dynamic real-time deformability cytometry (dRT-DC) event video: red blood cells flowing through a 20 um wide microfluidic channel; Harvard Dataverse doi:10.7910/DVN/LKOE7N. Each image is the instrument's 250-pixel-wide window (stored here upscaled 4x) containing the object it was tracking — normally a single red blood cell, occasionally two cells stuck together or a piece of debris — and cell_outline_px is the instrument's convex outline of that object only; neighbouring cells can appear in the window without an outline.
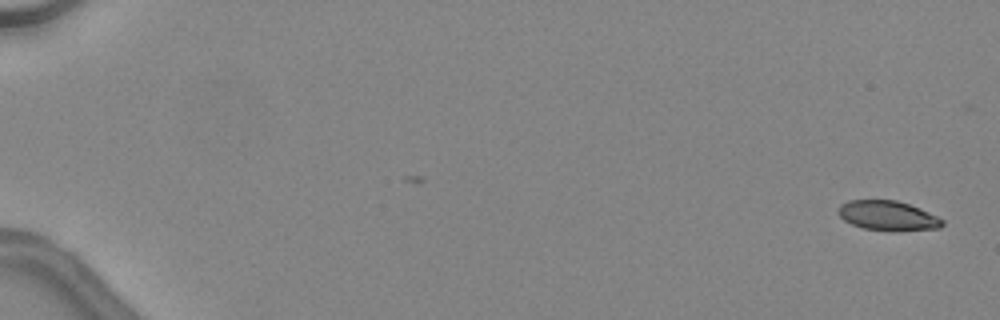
{"species": "common noctule bat (a hibernating species)", "species_latin": "Nyctalus noctula", "temperature_condition": "warm", "stored_images_in_passage": 12, "camera_frame_rate_fps": 3000, "um_per_image_px": 0.085, "animal": {"sex": "female", "body_mass_g": 24.6, "forearm_length_mm": 56.2}, "frame": {"image": 1, "passage_image": 1, "time_ms": 0.0, "image_size_px": [1000, 320], "cell_outline_px": [[944, 224], [940, 228], [896, 232], [864, 228], [852, 224], [844, 220], [836, 212], [840, 204], [848, 200], [896, 200], [920, 208], [944, 220]], "centroid_in_image_um": [75.46, 18.34], "position_along_channel_um": 9.5, "area_um2": 18.21}}